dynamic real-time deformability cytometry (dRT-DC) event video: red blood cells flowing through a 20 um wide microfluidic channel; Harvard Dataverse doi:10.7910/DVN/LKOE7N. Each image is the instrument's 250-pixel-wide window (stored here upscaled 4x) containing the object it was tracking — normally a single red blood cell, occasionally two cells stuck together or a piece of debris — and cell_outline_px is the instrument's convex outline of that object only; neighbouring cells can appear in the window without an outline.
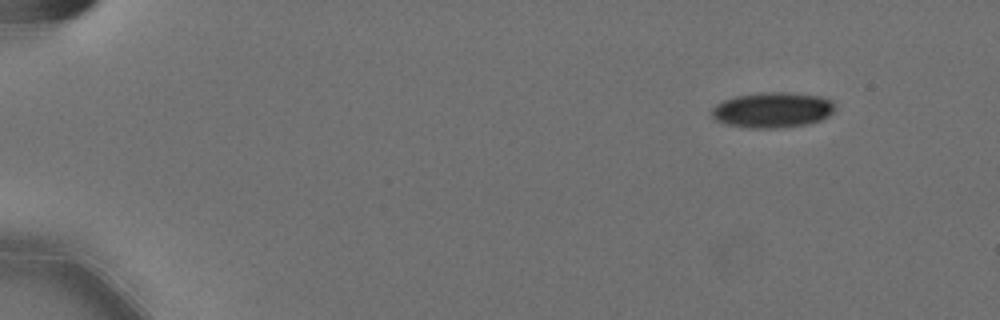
{"species": "Egyptian fruit bat (a non-hibernating species)", "species_latin": "Rousettus aegyptiacus", "temperature_condition": "cold", "stored_images_in_passage": 52, "camera_frame_rate_fps": 3000, "um_per_image_px": 0.085, "animal": {"sex": "female"}, "frame": {"image": 1, "passage_image": 1, "time_ms": 0.0, "image_size_px": [1000, 320], "cell_outline_px": [[836, 108], [828, 116], [820, 120], [808, 124], [780, 128], [748, 128], [724, 124], [716, 120], [712, 116], [712, 108], [716, 104], [724, 100], [736, 96], [764, 92], [788, 92], [820, 96], [832, 100], [836, 104]], "centroid_in_image_um": [65.68, 9.35], "position_along_channel_um": 19.3, "area_um2": 25.66}}
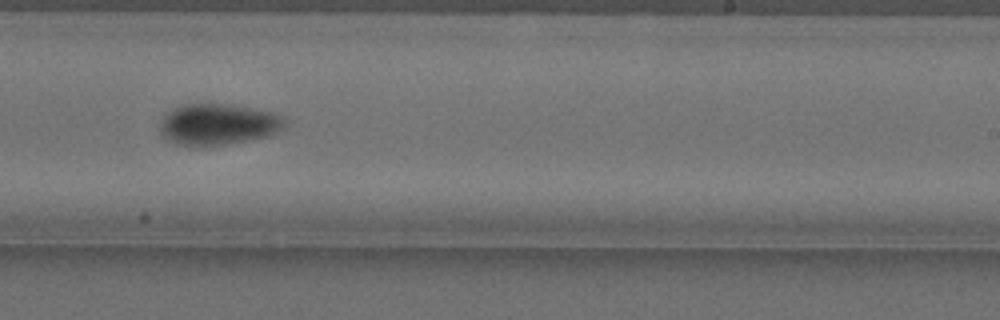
{"frame": {"image": 2, "passage_image": 32, "time_ms": 10.333, "image_size_px": [1000, 320], "cell_outline_px": [[288, 124], [276, 132], [268, 136], [224, 144], [176, 144], [168, 140], [160, 132], [160, 124], [164, 116], [168, 112], [184, 104], [232, 104], [272, 112], [284, 116], [288, 120]], "centroid_in_image_um": [18.59, 10.54], "position_along_channel_um": 270.4, "area_um2": 29.54}}
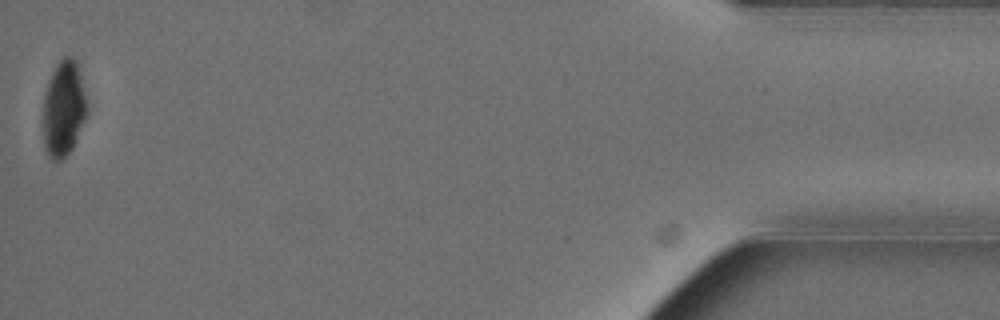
{"frame": {"image": 3, "passage_image": 52, "time_ms": 17.0, "image_size_px": [1000, 320], "cell_outline_px": [[88, 112], [76, 140], [72, 148], [64, 160], [52, 160], [48, 156], [44, 148], [44, 92], [48, 80], [56, 64], [64, 56], [72, 56], [76, 60], [80, 68], [88, 104]], "centroid_in_image_um": [5.43, 9.2], "position_along_channel_um": 429.8, "area_um2": 24.97}, "authors_computed_cell_mechanics": {"area_um2": 27.5706, "velocity_mm_per_s": 3.5839, "shape_relaxation_time_tau1_ms": 3.9368, "shape_relaxation_time_tau2_ms": null, "deformation_change_tau1": 0.1113, "deformation_change_tau2": null}}